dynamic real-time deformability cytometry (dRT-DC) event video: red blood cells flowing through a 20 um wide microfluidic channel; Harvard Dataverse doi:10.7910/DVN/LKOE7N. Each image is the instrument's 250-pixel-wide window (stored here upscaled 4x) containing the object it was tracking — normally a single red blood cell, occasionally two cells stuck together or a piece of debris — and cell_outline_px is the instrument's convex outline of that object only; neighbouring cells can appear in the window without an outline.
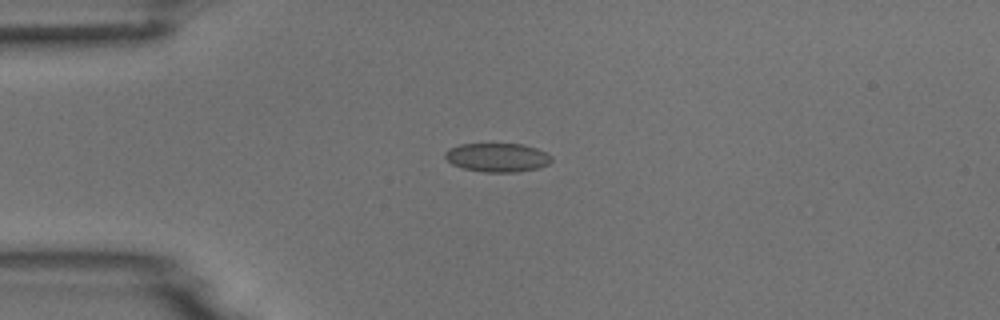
{"species": "common noctule bat (a hibernating species)", "species_latin": "Nyctalus noctula", "temperature_condition": "room temperature", "stored_images_in_passage": 6, "camera_frame_rate_fps": 3000, "um_per_image_px": 0.085, "animal": {"sex": "male", "body_mass_g": 18.8}, "frame": {"image": 1, "passage_image": 4, "time_ms": 3.667, "image_size_px": [1000, 320], "cell_outline_px": [[552, 160], [548, 164], [540, 168], [516, 172], [484, 172], [464, 168], [452, 164], [444, 156], [444, 152], [448, 148], [460, 144], [520, 144], [536, 148], [552, 156]], "centroid_in_image_um": [42.27, 13.38], "position_along_channel_um": 42.7, "area_um2": 17.86}}